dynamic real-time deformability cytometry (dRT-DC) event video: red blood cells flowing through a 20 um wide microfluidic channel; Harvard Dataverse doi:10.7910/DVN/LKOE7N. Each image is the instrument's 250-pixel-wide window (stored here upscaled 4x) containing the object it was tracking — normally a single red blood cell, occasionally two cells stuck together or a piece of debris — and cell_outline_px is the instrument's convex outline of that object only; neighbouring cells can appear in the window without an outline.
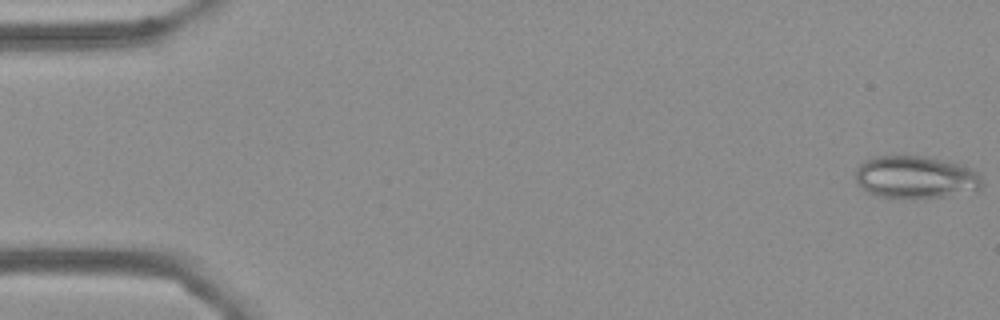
{"species": "Egyptian fruit bat (a non-hibernating species)", "species_latin": "Rousettus aegyptiacus", "temperature_condition": "cold", "stored_images_in_passage": 52, "camera_frame_rate_fps": 3000, "um_per_image_px": 0.085, "frame": {"image": 1, "passage_image": 1, "time_ms": 0.0, "image_size_px": [1000, 320], "cell_outline_px": [[984, 184], [976, 192], [944, 196], [884, 200], [868, 192], [856, 180], [856, 168], [864, 160], [872, 156], [924, 156], [964, 164], [972, 168], [984, 180]], "centroid_in_image_um": [77.85, 15.08], "position_along_channel_um": 7.1, "area_um2": 32.19}}
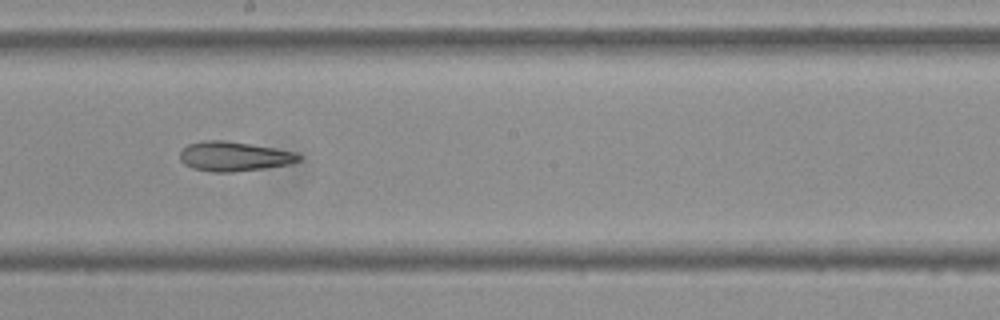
{"frame": {"image": 2, "passage_image": 31, "time_ms": 10.0, "image_size_px": [1000, 320], "cell_outline_px": [[304, 156], [300, 160], [288, 164], [264, 168], [232, 172], [212, 172], [192, 168], [184, 164], [180, 160], [180, 152], [188, 144], [204, 140], [224, 140], [296, 152]], "centroid_in_image_um": [19.88, 13.29], "position_along_channel_um": 228.3, "area_um2": 20.35}}
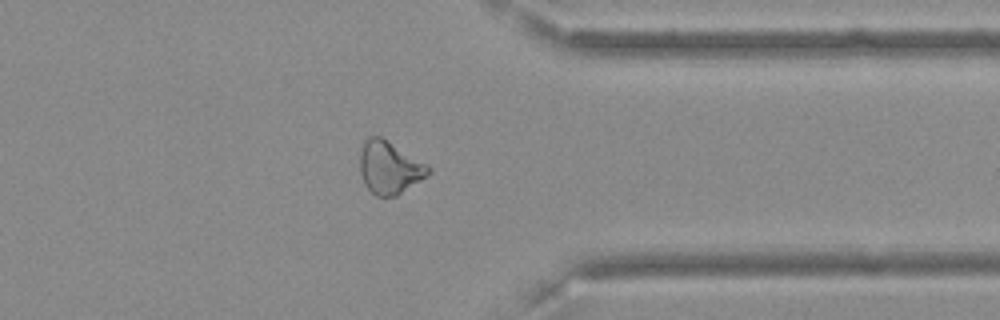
{"frame": {"image": 3, "passage_image": 44, "time_ms": 14.333, "image_size_px": [1000, 320], "cell_outline_px": [[432, 172], [396, 196], [376, 196], [364, 184], [360, 172], [360, 152], [364, 140], [368, 136], [380, 136], [428, 164], [432, 168]], "centroid_in_image_um": [33.1, 14.23], "position_along_channel_um": 378.3, "area_um2": 20.98}, "authors_computed_cell_mechanics": {"area_um2": 21.3571, "velocity_mm_per_s": 3.621, "shape_relaxation_time_tau1_ms": null, "shape_relaxation_time_tau2_ms": 9.3526, "deformation_change_tau1": null, "deformation_change_tau2": 0.2121}}